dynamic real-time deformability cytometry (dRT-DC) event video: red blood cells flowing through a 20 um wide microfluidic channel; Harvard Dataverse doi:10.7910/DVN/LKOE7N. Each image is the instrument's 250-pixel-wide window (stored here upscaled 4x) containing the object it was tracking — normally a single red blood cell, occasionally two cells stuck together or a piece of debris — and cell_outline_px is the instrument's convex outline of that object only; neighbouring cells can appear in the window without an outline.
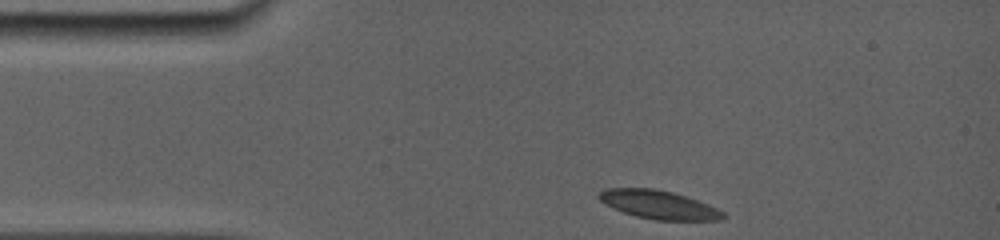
{"species": "common noctule bat (a hibernating species)", "species_latin": "Nyctalus noctula", "temperature_condition": "room temperature", "stored_images_in_passage": 30, "camera_frame_rate_fps": 5000, "um_per_image_px": 0.085, "animal": {"sex": "female", "body_mass_g": 19.0, "forearm_length_mm": 56.7}, "frame": {"image": 1, "passage_image": 1, "time_ms": 0.0, "image_size_px": [1000, 240], "cell_outline_px": [[728, 216], [720, 220], [656, 220], [636, 216], [624, 212], [604, 204], [596, 196], [604, 188], [652, 188], [672, 192], [708, 204], [724, 212]], "centroid_in_image_um": [55.98, 17.4], "position_along_channel_um": 29.0, "area_um2": 20.52}}
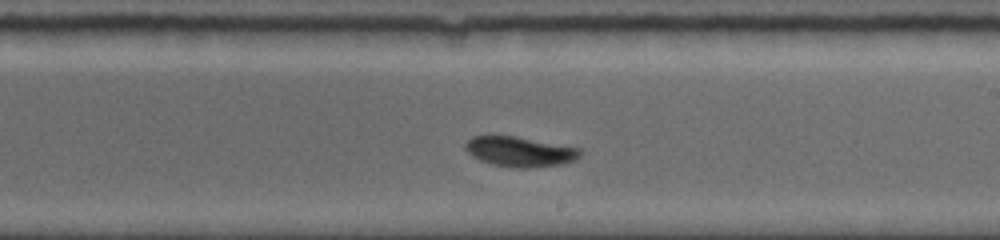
{"frame": {"image": 2, "passage_image": 18, "time_ms": 6.8, "image_size_px": [1000, 240], "cell_outline_px": [[584, 152], [580, 156], [572, 160], [560, 164], [528, 168], [516, 168], [492, 164], [480, 160], [472, 156], [464, 148], [464, 144], [472, 136], [516, 136], [580, 148]], "centroid_in_image_um": [44.18, 12.88], "position_along_channel_um": 244.8, "area_um2": 20.0}}
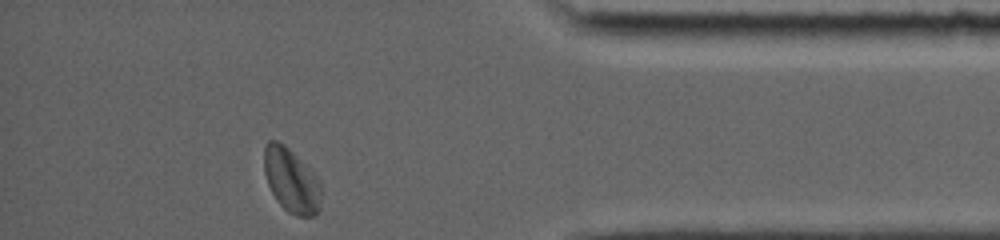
{"frame": {"image": 3, "passage_image": 30, "time_ms": 11.6, "image_size_px": [1000, 240], "cell_outline_px": [[320, 208], [312, 216], [296, 216], [288, 212], [276, 200], [268, 184], [264, 172], [264, 144], [268, 140], [276, 140], [284, 144], [320, 180]], "centroid_in_image_um": [24.73, 15.33], "position_along_channel_um": 410.5, "area_um2": 21.15}, "authors_computed_cell_mechanics": {"area_um2": 20.7213, "velocity_mm_per_s": 3.8208, "shape_relaxation_time_tau1_ms": 3.2639, "shape_relaxation_time_tau2_ms": 2.411, "deformation_change_tau1": 0.1319, "deformation_change_tau2": 0.0671}}